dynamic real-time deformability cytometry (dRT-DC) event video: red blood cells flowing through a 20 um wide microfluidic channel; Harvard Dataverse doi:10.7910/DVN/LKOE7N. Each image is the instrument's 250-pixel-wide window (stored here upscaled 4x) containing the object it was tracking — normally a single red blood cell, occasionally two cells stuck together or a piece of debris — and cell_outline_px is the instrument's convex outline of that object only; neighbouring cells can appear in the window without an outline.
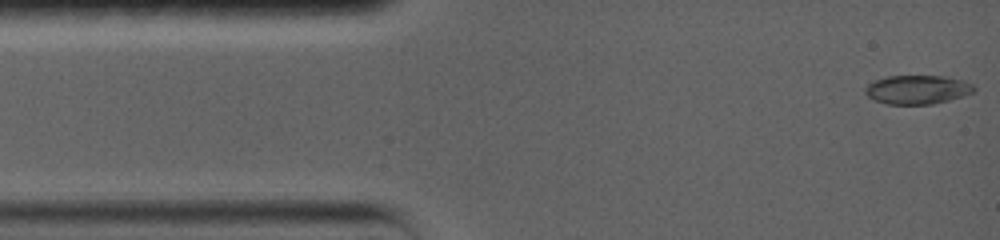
{"species": "common noctule bat (a hibernating species)", "species_latin": "Nyctalus noctula", "temperature_condition": "warm", "stored_images_in_passage": 36, "camera_frame_rate_fps": 5000, "um_per_image_px": 0.085, "animal": {"sex": "female", "body_mass_g": 19.0, "forearm_length_mm": 56.7}, "frame": {"image": 1, "passage_image": 1, "time_ms": 0.0, "image_size_px": [1000, 240], "cell_outline_px": [[976, 88], [972, 92], [948, 100], [932, 104], [888, 104], [876, 100], [868, 96], [864, 92], [864, 88], [868, 84], [876, 80], [888, 76], [944, 76], [960, 80], [972, 84]], "centroid_in_image_um": [77.94, 7.61], "position_along_channel_um": 7.1, "area_um2": 17.98}}
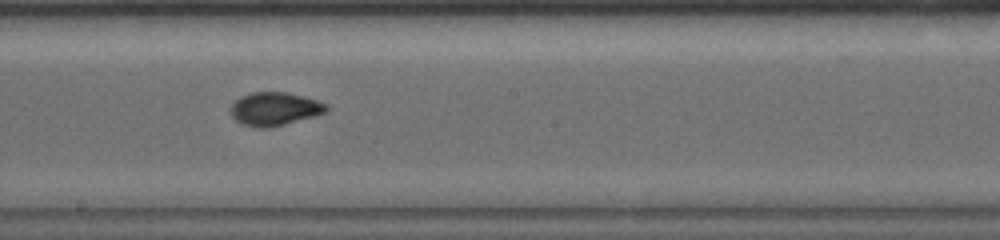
{"frame": {"image": 2, "passage_image": 16, "time_ms": 7.8, "image_size_px": [1000, 240], "cell_outline_px": [[328, 108], [324, 112], [316, 116], [272, 128], [256, 128], [240, 124], [232, 116], [232, 104], [240, 96], [252, 92], [284, 92], [316, 100], [328, 104]], "centroid_in_image_um": [23.34, 9.28], "position_along_channel_um": 224.9, "area_um2": 18.61}}
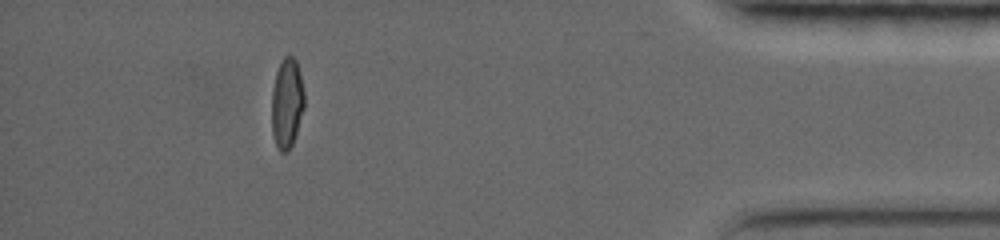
{"frame": {"image": 3, "passage_image": 30, "time_ms": 14.2, "image_size_px": [1000, 240], "cell_outline_px": [[304, 108], [292, 144], [288, 152], [280, 152], [276, 144], [272, 132], [272, 88], [276, 72], [284, 56], [292, 56], [296, 60], [300, 72], [304, 92]], "centroid_in_image_um": [24.39, 8.76], "position_along_channel_um": 410.8, "area_um2": 17.05}}